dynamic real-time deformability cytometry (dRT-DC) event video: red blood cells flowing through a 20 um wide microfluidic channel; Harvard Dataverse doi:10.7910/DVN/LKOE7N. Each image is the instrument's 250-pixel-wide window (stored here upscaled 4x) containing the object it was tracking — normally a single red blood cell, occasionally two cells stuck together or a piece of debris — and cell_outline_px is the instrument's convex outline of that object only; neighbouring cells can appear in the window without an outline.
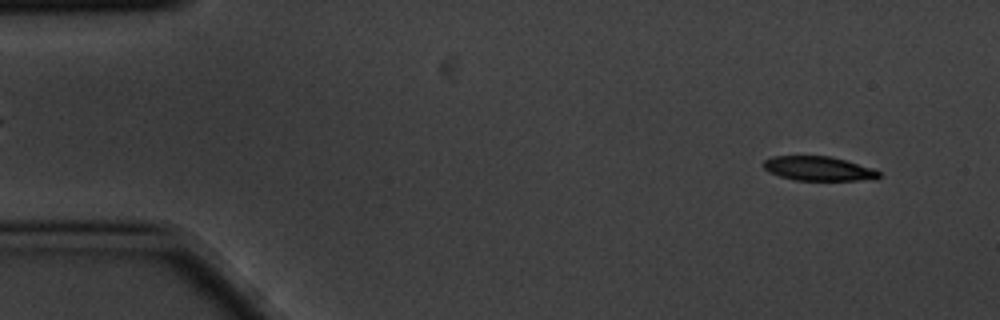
{"species": "common noctule bat (a hibernating species)", "species_latin": "Nyctalus noctula", "temperature_condition": "cold", "stored_images_in_passage": 4, "camera_frame_rate_fps": 3000, "um_per_image_px": 0.085, "animal": {"sex": "male", "body_mass_g": 20.1, "forearm_length_mm": 53.5}, "frame": {"image": 1, "passage_image": 1, "time_ms": 0.0, "image_size_px": [1000, 320], "cell_outline_px": [[880, 176], [876, 180], [792, 180], [768, 172], [764, 168], [764, 160], [772, 156], [832, 156], [872, 168], [880, 172]], "centroid_in_image_um": [69.58, 14.33], "position_along_channel_um": 15.4, "area_um2": 16.42}}
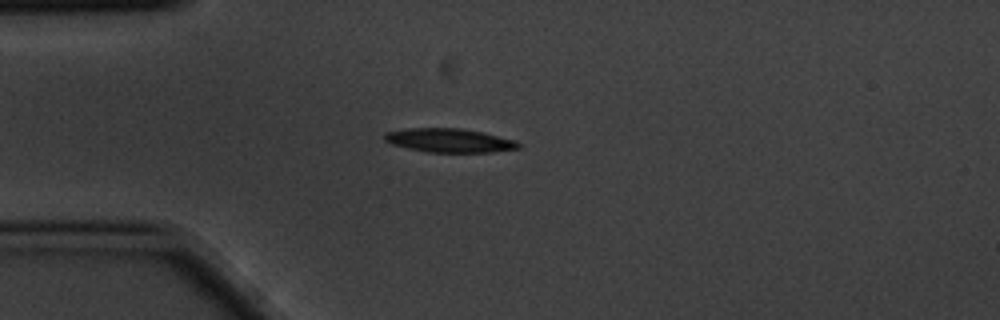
{"frame": {"image": 2, "passage_image": 4, "time_ms": 1.0, "image_size_px": [1000, 320], "cell_outline_px": [[520, 148], [492, 152], [428, 152], [408, 148], [392, 144], [384, 140], [384, 132], [404, 128], [460, 128], [484, 132], [516, 140], [520, 144]], "centroid_in_image_um": [38.19, 11.92], "position_along_channel_um": 46.8, "area_um2": 18.73}}